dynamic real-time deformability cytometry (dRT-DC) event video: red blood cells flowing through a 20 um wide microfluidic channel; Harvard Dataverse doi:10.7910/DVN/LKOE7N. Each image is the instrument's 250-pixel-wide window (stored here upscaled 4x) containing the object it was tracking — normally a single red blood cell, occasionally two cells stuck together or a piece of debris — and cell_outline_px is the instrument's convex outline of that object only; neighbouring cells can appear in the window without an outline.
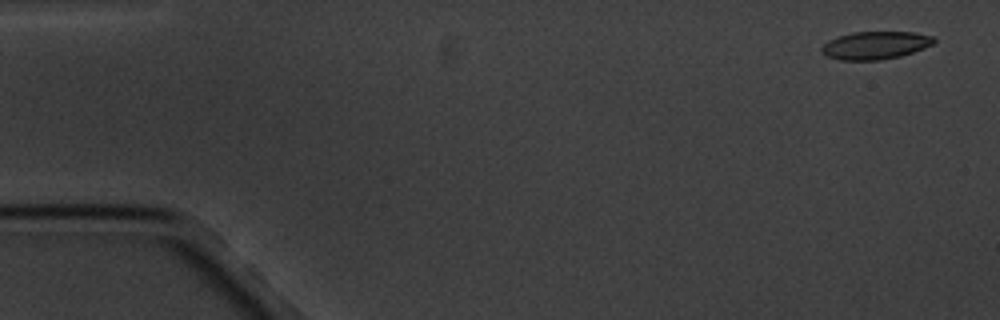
{"species": "common noctule bat (a hibernating species)", "species_latin": "Nyctalus noctula", "temperature_condition": "cold", "stored_images_in_passage": 5, "camera_frame_rate_fps": 3000, "um_per_image_px": 0.085, "animal": {"sex": "male", "body_mass_g": 20.1, "forearm_length_mm": 53.5}, "frame": {"image": 1, "passage_image": 1, "time_ms": 0.0, "image_size_px": [1000, 320], "cell_outline_px": [[936, 40], [932, 44], [924, 48], [900, 56], [880, 60], [840, 60], [828, 56], [820, 52], [820, 48], [828, 40], [852, 32], [912, 32], [932, 36]], "centroid_in_image_um": [74.38, 3.85], "position_along_channel_um": 10.6, "area_um2": 18.09}}
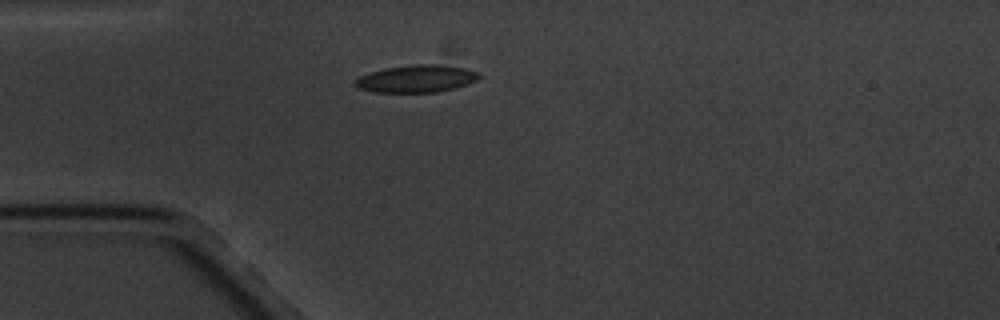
{"frame": {"image": 2, "passage_image": 5, "time_ms": 4.333, "image_size_px": [1000, 320], "cell_outline_px": [[480, 76], [476, 80], [452, 88], [436, 92], [376, 92], [360, 88], [352, 84], [360, 76], [384, 68], [412, 64], [436, 64], [464, 68], [480, 72]], "centroid_in_image_um": [35.38, 6.68], "position_along_channel_um": 49.6, "area_um2": 19.48}}